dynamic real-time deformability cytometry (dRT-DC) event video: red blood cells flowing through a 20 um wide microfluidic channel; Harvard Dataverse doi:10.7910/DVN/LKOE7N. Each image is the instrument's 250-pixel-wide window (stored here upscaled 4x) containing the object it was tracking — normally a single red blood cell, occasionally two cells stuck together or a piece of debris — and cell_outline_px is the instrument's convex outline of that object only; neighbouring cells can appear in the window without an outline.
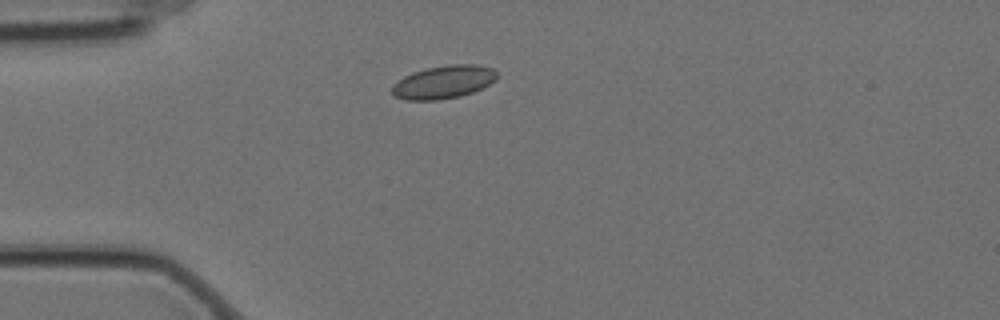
{"species": "Egyptian fruit bat (a non-hibernating species)", "species_latin": "Rousettus aegyptiacus", "temperature_condition": "cold", "stored_images_in_passage": 13, "camera_frame_rate_fps": 3000, "um_per_image_px": 0.085, "animal": {"sex": "female"}, "frame": {"image": 1, "passage_image": 2, "time_ms": 0.333, "image_size_px": [1000, 320], "cell_outline_px": [[500, 76], [496, 80], [472, 92], [460, 96], [436, 100], [404, 100], [396, 96], [392, 92], [392, 84], [404, 76], [412, 72], [428, 68], [448, 64], [476, 64], [492, 68]], "centroid_in_image_um": [37.7, 6.96], "position_along_channel_um": 47.3, "area_um2": 20.23}}
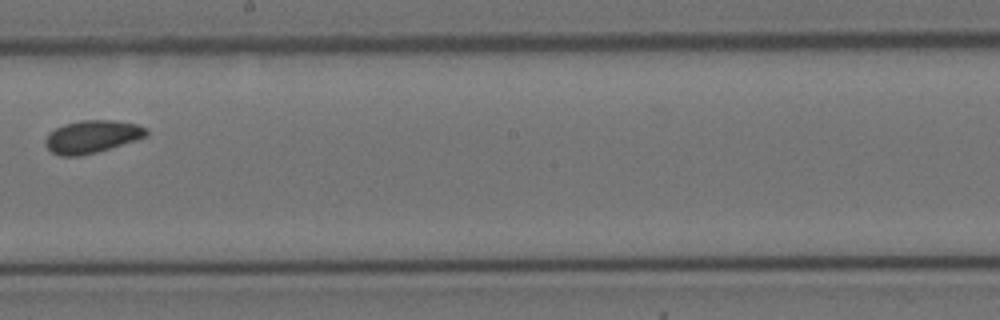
{"frame": {"image": 2, "passage_image": 7, "time_ms": 2.0, "image_size_px": [1000, 320], "cell_outline_px": [[148, 136], [136, 140], [96, 152], [80, 156], [60, 156], [52, 152], [44, 144], [44, 140], [48, 132], [64, 124], [80, 120], [112, 120], [136, 124], [148, 128]], "centroid_in_image_um": [7.8, 11.61], "position_along_channel_um": 240.4, "area_um2": 19.31}}
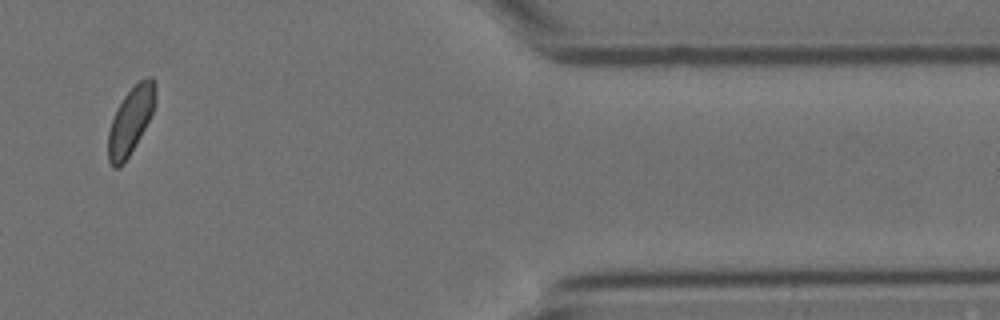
{"frame": {"image": 3, "passage_image": 11, "time_ms": 3.333, "image_size_px": [1000, 320], "cell_outline_px": [[156, 100], [152, 112], [140, 136], [124, 164], [120, 168], [112, 168], [108, 160], [108, 132], [116, 108], [124, 96], [140, 80], [148, 76], [152, 76], [156, 84]], "centroid_in_image_um": [11.09, 10.26], "position_along_channel_um": 400.3, "area_um2": 18.38}}